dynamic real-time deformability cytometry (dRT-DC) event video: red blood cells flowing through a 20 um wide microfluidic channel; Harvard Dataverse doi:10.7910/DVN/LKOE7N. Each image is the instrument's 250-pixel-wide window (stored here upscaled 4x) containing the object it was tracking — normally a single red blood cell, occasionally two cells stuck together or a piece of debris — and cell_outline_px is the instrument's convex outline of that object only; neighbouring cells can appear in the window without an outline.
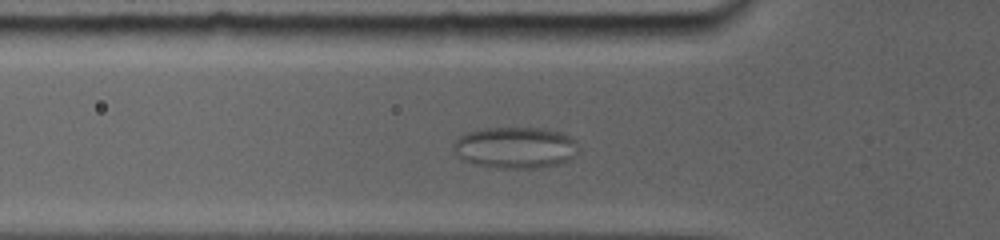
{"species": "common noctule bat (a hibernating species)", "species_latin": "Nyctalus noctula", "temperature_condition": "room temperature", "stored_images_in_passage": 74, "camera_frame_rate_fps": 5000, "um_per_image_px": 0.085, "animal": {"sex": "female", "body_mass_g": 19.0, "forearm_length_mm": 56.7}, "frame": {"image": 1, "passage_image": 13, "time_ms": 3.8, "image_size_px": [1000, 240], "cell_outline_px": [[576, 152], [572, 160], [560, 164], [540, 168], [500, 168], [472, 164], [460, 160], [456, 152], [456, 144], [460, 136], [472, 132], [500, 128], [532, 128], [552, 132], [564, 136], [572, 140]], "centroid_in_image_um": [43.78, 12.61], "position_along_channel_um": 82.0, "area_um2": 29.07}}
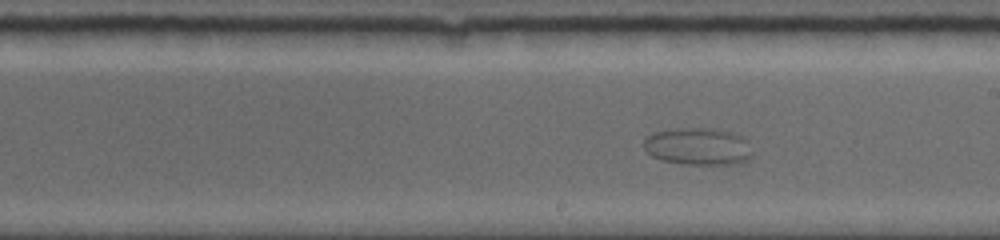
{"frame": {"image": 2, "passage_image": 43, "time_ms": 8.2, "image_size_px": [1000, 240], "cell_outline_px": [[752, 156], [748, 160], [736, 164], [684, 164], [664, 160], [652, 156], [644, 148], [644, 140], [648, 136], [656, 132], [680, 128], [708, 128], [732, 132], [740, 136], [744, 140], [752, 152]], "centroid_in_image_um": [59.34, 12.45], "position_along_channel_um": 229.7, "area_um2": 23.24}}
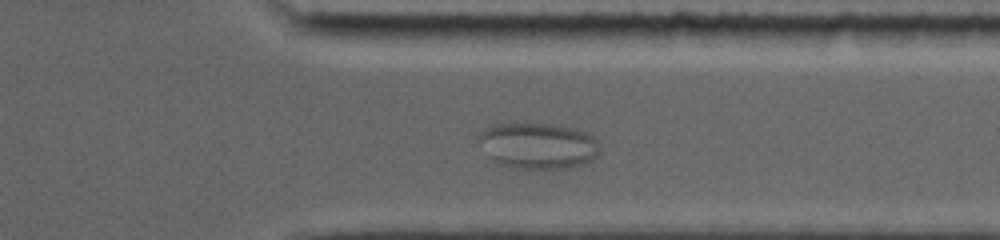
{"frame": {"image": 3, "passage_image": 62, "time_ms": 12.2, "image_size_px": [1000, 240], "cell_outline_px": [[600, 152], [592, 160], [584, 164], [568, 168], [524, 168], [504, 164], [496, 160], [492, 156], [476, 136], [484, 128], [492, 124], [552, 124], [576, 128], [592, 136], [600, 144]], "centroid_in_image_um": [45.81, 12.36], "position_along_channel_um": 365.6, "area_um2": 31.91}}